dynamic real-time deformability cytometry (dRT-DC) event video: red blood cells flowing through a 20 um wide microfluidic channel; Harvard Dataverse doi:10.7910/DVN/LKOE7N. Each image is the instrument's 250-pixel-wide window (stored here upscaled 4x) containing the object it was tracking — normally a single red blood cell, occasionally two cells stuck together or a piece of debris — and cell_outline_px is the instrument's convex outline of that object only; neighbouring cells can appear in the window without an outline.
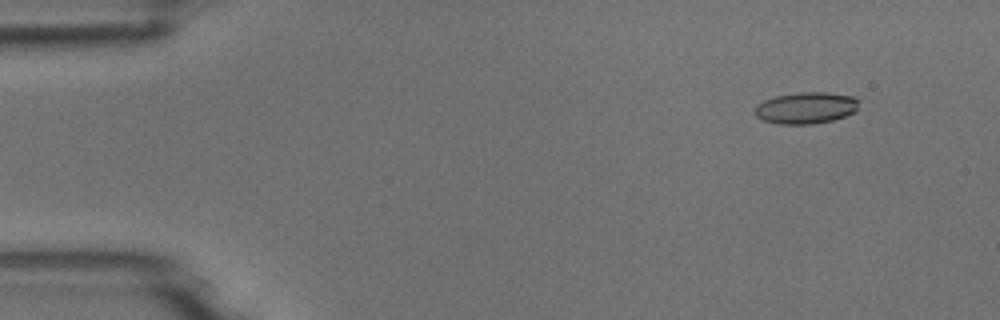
{"species": "common noctule bat (a hibernating species)", "species_latin": "Nyctalus noctula", "temperature_condition": "room temperature", "stored_images_in_passage": 5, "camera_frame_rate_fps": 3000, "um_per_image_px": 0.085, "animal": {"sex": "male", "body_mass_g": 18.8}, "frame": {"image": 1, "passage_image": 1, "time_ms": 0.0, "image_size_px": [1000, 320], "cell_outline_px": [[860, 100], [856, 112], [832, 120], [812, 124], [780, 124], [764, 120], [756, 116], [752, 112], [756, 104], [764, 100], [776, 96], [800, 92], [824, 92], [856, 96]], "centroid_in_image_um": [68.52, 9.16], "position_along_channel_um": 16.5, "area_um2": 19.36}}
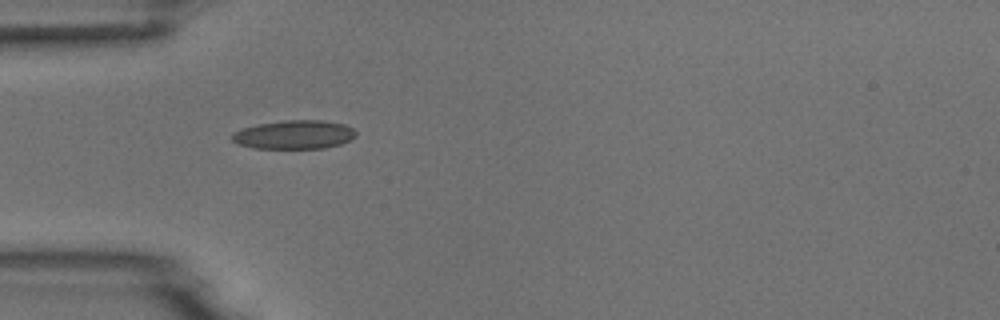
{"frame": {"image": 2, "passage_image": 4, "time_ms": 3.667, "image_size_px": [1000, 320], "cell_outline_px": [[356, 136], [352, 140], [340, 144], [324, 148], [252, 148], [236, 144], [228, 136], [232, 132], [244, 128], [260, 124], [284, 120], [324, 120], [344, 124], [352, 128], [356, 132]], "centroid_in_image_um": [24.99, 11.45], "position_along_channel_um": 60.0, "area_um2": 20.92}}